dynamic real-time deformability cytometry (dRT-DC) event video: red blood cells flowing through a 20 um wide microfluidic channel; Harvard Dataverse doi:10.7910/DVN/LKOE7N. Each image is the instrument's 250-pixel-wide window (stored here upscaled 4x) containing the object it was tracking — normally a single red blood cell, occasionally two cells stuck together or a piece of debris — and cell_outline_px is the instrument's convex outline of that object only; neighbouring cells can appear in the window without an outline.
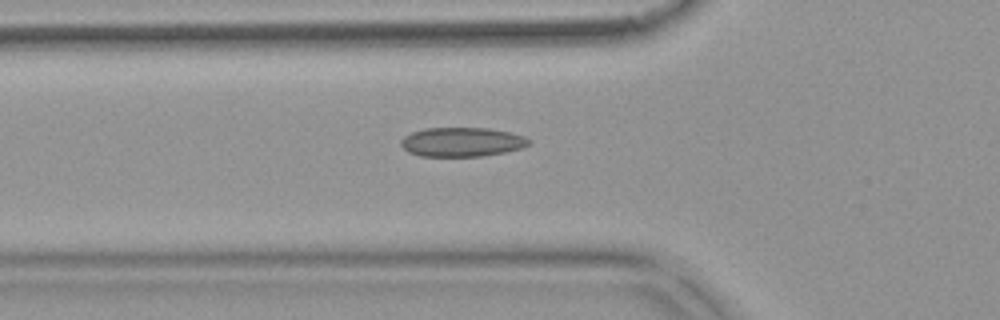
{"species": "common noctule bat (a hibernating species)", "species_latin": "Nyctalus noctula", "temperature_condition": "warm", "stored_images_in_passage": 39, "camera_frame_rate_fps": 3000, "um_per_image_px": 0.085, "animal": {"sex": "female", "body_mass_g": 18.4}, "frame": {"image": 1, "passage_image": 4, "time_ms": 1.0, "image_size_px": [1000, 320], "cell_outline_px": [[532, 140], [528, 144], [520, 148], [504, 152], [480, 156], [420, 156], [408, 152], [400, 144], [400, 140], [404, 136], [412, 132], [424, 128], [488, 128], [508, 132], [524, 136]], "centroid_in_image_um": [39.22, 12.06], "position_along_channel_um": 86.6, "area_um2": 21.68}}
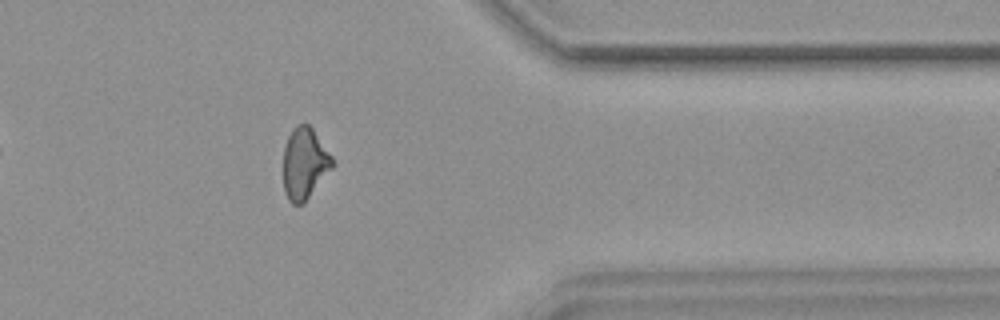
{"frame": {"image": 2, "passage_image": 29, "time_ms": 9.333, "image_size_px": [1000, 320], "cell_outline_px": [[332, 168], [308, 196], [300, 204], [292, 204], [288, 200], [284, 192], [284, 148], [288, 136], [292, 128], [296, 124], [308, 124], [312, 128], [332, 156]], "centroid_in_image_um": [25.86, 13.86], "position_along_channel_um": 385.5, "area_um2": 19.94}}
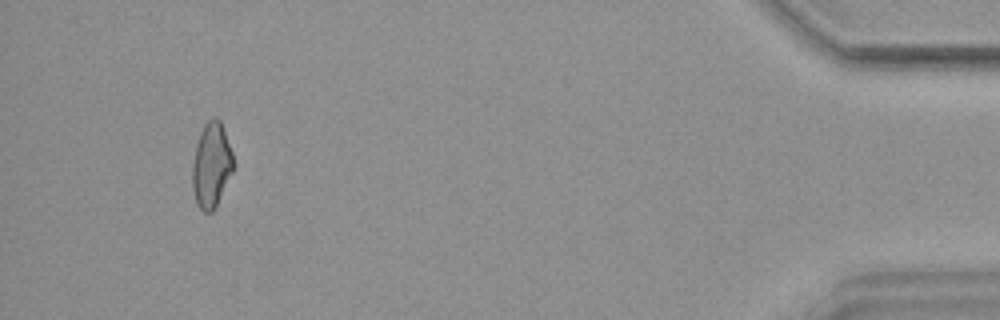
{"frame": {"image": 3, "passage_image": 36, "time_ms": 11.667, "image_size_px": [1000, 320], "cell_outline_px": [[236, 164], [212, 212], [204, 212], [196, 204], [192, 188], [192, 164], [196, 144], [200, 132], [204, 124], [212, 116], [216, 116], [220, 120], [232, 152]], "centroid_in_image_um": [17.96, 14.0], "position_along_channel_um": 417.2, "area_um2": 20.35}, "authors_computed_cell_mechanics": {"area_um2": 20.3456, "velocity_mm_per_s": 3.7663, "shape_relaxation_time_tau1_ms": null, "shape_relaxation_time_tau2_ms": 2.2633, "deformation_change_tau1": null, "deformation_change_tau2": 0.0946}}